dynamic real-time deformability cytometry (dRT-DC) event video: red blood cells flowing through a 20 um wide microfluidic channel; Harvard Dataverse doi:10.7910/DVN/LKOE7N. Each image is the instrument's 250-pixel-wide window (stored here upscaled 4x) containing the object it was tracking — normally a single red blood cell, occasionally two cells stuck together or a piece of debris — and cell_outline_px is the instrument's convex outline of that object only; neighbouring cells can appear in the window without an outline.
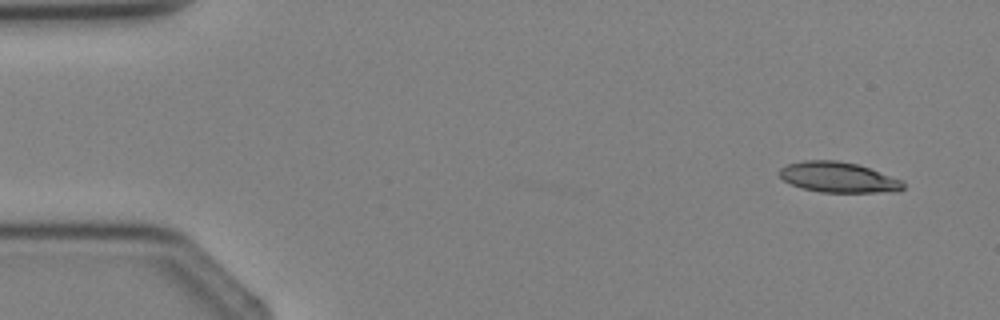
{"species": "Egyptian fruit bat (a non-hibernating species)", "species_latin": "Rousettus aegyptiacus", "temperature_condition": "cold", "stored_images_in_passage": 2, "camera_frame_rate_fps": 3000, "um_per_image_px": 0.085, "animal": {"sex": "female"}, "frame": {"image": 1, "passage_image": 1, "time_ms": 0.0, "image_size_px": [1000, 320], "cell_outline_px": [[904, 188], [896, 192], [820, 192], [800, 188], [784, 180], [780, 176], [780, 168], [788, 164], [804, 160], [836, 160], [856, 164], [868, 168], [900, 180], [904, 184]], "centroid_in_image_um": [71.23, 15.08], "position_along_channel_um": 13.8, "area_um2": 21.68}}